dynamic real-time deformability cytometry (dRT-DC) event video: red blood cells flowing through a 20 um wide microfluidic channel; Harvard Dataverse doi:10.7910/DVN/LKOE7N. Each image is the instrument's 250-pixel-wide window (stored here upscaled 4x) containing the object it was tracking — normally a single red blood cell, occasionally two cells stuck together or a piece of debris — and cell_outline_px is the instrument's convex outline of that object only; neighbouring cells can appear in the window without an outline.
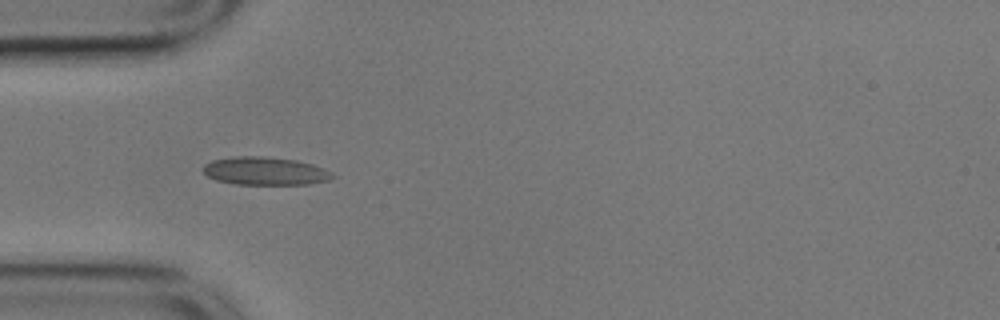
{"species": "common noctule bat (a hibernating species)", "species_latin": "Nyctalus noctula", "temperature_condition": "cold", "stored_images_in_passage": 5, "camera_frame_rate_fps": 3000, "um_per_image_px": 0.085, "animal": {"sex": "male", "body_mass_g": 17.9}, "frame": {"image": 1, "passage_image": 1, "time_ms": 0.0, "image_size_px": [1000, 320], "cell_outline_px": [[336, 176], [328, 180], [308, 184], [236, 184], [216, 180], [208, 176], [204, 172], [204, 164], [212, 160], [236, 156], [264, 156], [296, 160], [312, 164], [324, 168], [332, 172]], "centroid_in_image_um": [22.55, 14.53], "position_along_channel_um": 62.4, "area_um2": 21.1}}
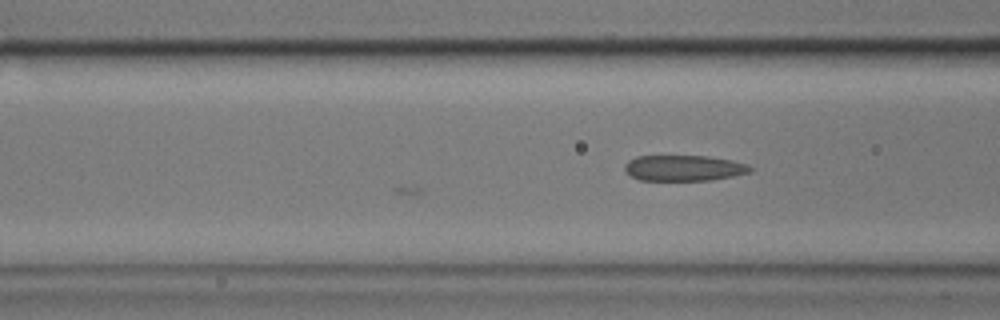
{"frame": {"image": 2, "passage_image": 5, "time_ms": 1.333, "image_size_px": [1000, 320], "cell_outline_px": [[756, 168], [752, 172], [712, 180], [640, 180], [624, 172], [624, 164], [628, 160], [636, 156], [708, 156], [732, 160], [748, 164]], "centroid_in_image_um": [58.15, 14.28], "position_along_channel_um": 108.4, "area_um2": 19.07}}